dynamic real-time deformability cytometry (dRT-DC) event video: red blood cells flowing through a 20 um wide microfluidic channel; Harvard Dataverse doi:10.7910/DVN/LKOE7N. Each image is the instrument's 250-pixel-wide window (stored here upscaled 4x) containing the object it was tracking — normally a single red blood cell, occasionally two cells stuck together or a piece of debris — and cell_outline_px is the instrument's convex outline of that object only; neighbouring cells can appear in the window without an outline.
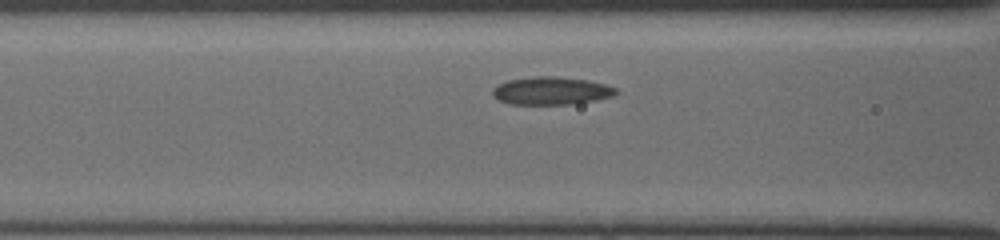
{"species": "common noctule bat (a hibernating species)", "species_latin": "Nyctalus noctula", "temperature_condition": "cold", "stored_images_in_passage": 22, "camera_frame_rate_fps": 3000, "um_per_image_px": 0.085, "animal": {"sex": "female", "body_mass_g": 19.5, "forearm_length_mm": 54.1}, "frame": {"image": 1, "passage_image": 8, "time_ms": 2.333, "image_size_px": [1000, 240], "cell_outline_px": [[616, 92], [612, 96], [596, 100], [568, 104], [512, 104], [500, 100], [492, 96], [492, 88], [508, 80], [532, 76], [556, 76], [588, 80], [604, 84], [616, 88]], "centroid_in_image_um": [46.82, 7.71], "position_along_channel_um": 119.8, "area_um2": 19.88}}
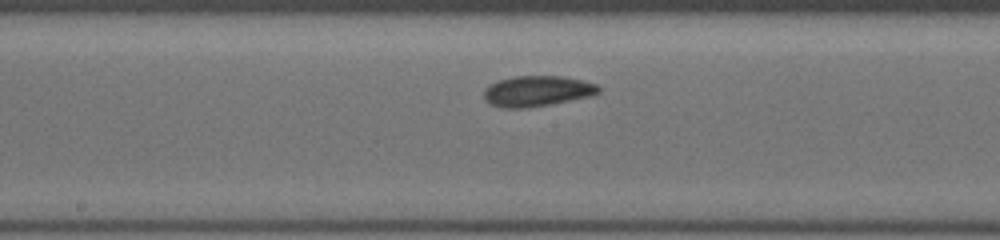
{"frame": {"image": 2, "passage_image": 14, "time_ms": 4.333, "image_size_px": [1000, 240], "cell_outline_px": [[600, 92], [592, 96], [528, 108], [504, 108], [492, 104], [484, 96], [484, 92], [492, 84], [500, 80], [512, 76], [564, 76], [600, 84]], "centroid_in_image_um": [45.75, 7.73], "position_along_channel_um": 202.5, "area_um2": 20.35}}
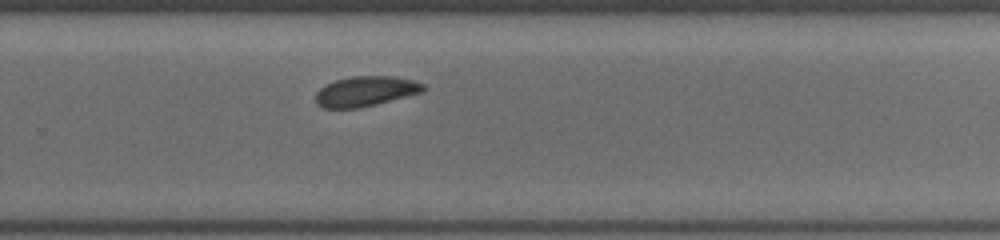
{"frame": {"image": 3, "passage_image": 21, "time_ms": 6.667, "image_size_px": [1000, 240], "cell_outline_px": [[428, 88], [424, 92], [360, 108], [324, 108], [316, 104], [316, 92], [320, 88], [336, 80], [352, 76], [392, 76], [416, 80], [424, 84]], "centroid_in_image_um": [31.13, 7.76], "position_along_channel_um": 298.7, "area_um2": 19.02}}